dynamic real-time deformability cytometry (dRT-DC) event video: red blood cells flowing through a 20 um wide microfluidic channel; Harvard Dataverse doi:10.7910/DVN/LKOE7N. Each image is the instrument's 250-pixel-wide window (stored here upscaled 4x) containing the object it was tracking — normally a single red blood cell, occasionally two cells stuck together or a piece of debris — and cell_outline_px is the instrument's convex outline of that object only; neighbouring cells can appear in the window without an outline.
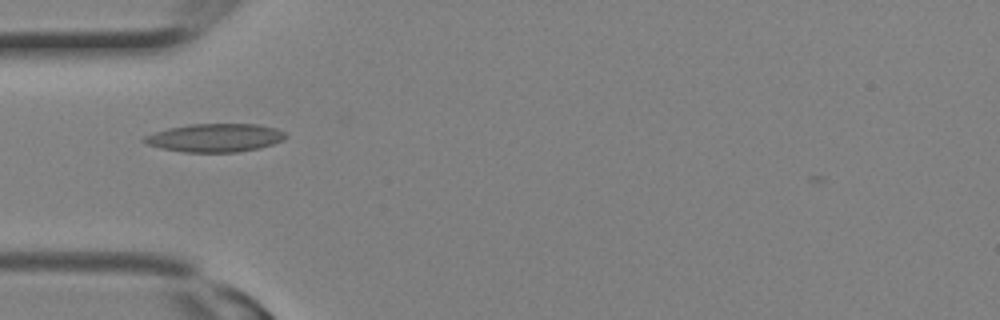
{"species": "Egyptian fruit bat (a non-hibernating species)", "species_latin": "Rousettus aegyptiacus", "temperature_condition": "room temperature", "stored_images_in_passage": 4, "camera_frame_rate_fps": 3000, "um_per_image_px": 0.085, "animal": {"sex": "female"}, "frame": {"image": 1, "passage_image": 4, "time_ms": 1.0, "image_size_px": [1000, 320], "cell_outline_px": [[288, 136], [284, 140], [260, 148], [236, 152], [184, 152], [160, 148], [148, 144], [140, 140], [144, 136], [168, 128], [192, 124], [256, 124], [276, 128], [284, 132]], "centroid_in_image_um": [18.29, 11.71], "position_along_channel_um": 66.7, "area_um2": 23.29}}